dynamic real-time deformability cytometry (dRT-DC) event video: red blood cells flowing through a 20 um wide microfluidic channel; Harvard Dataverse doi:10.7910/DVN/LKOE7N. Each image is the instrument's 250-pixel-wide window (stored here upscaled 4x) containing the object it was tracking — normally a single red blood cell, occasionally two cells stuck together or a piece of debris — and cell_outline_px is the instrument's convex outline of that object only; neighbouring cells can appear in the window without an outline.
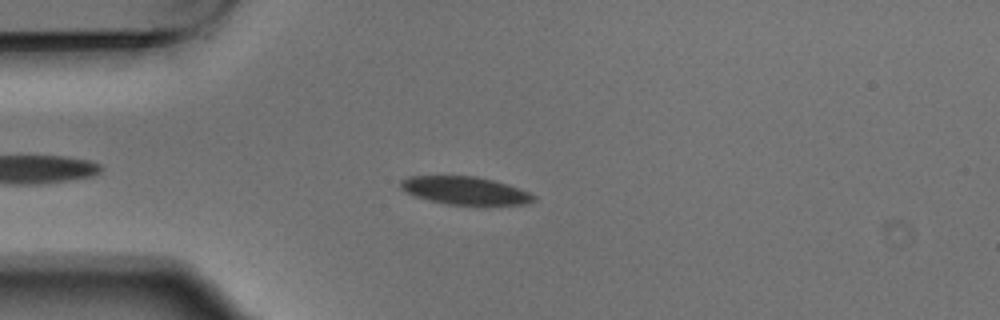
{"species": "Egyptian fruit bat (a non-hibernating species)", "species_latin": "Rousettus aegyptiacus", "temperature_condition": "warm", "stored_images_in_passage": 9, "camera_frame_rate_fps": 3000, "um_per_image_px": 0.085, "animal": {"sex": "male"}, "frame": {"image": 1, "passage_image": 4, "time_ms": 1.0, "image_size_px": [1000, 320], "cell_outline_px": [[536, 200], [528, 204], [444, 204], [428, 200], [416, 196], [400, 188], [400, 180], [408, 176], [476, 176], [508, 184], [528, 192], [536, 196]], "centroid_in_image_um": [39.52, 16.19], "position_along_channel_um": 45.5, "area_um2": 21.44}}
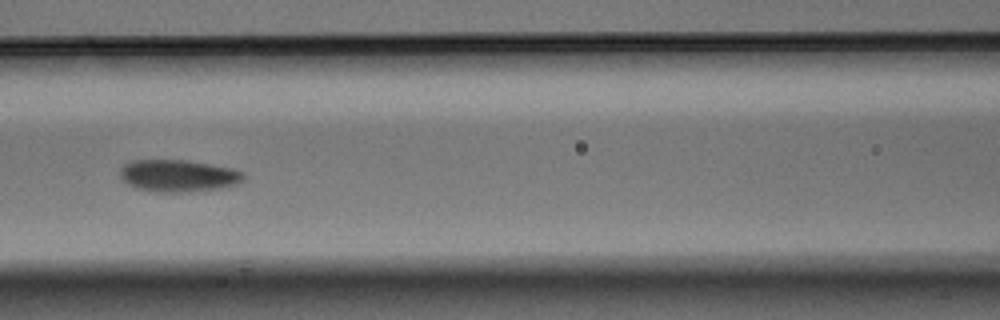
{"frame": {"image": 2, "passage_image": 7, "time_ms": 2.0, "image_size_px": [1000, 320], "cell_outline_px": [[244, 180], [236, 184], [220, 188], [180, 192], [152, 192], [136, 188], [128, 184], [120, 176], [120, 168], [124, 164], [132, 160], [184, 160], [232, 168], [244, 172]], "centroid_in_image_um": [15.13, 14.94], "position_along_channel_um": 151.5, "area_um2": 23.0}}
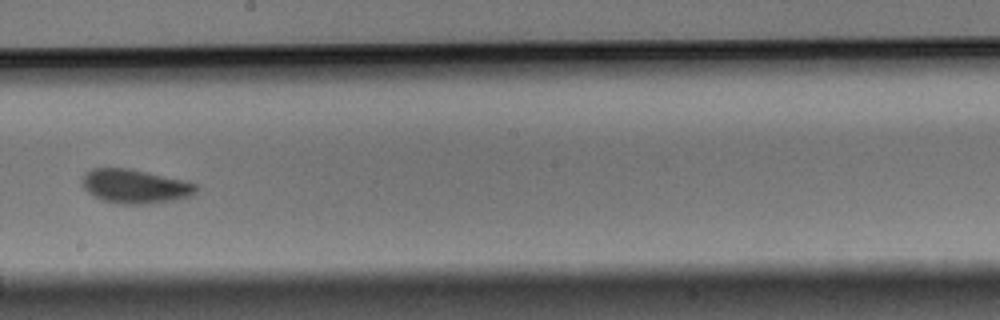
{"frame": {"image": 3, "passage_image": 9, "time_ms": 2.667, "image_size_px": [1000, 320], "cell_outline_px": [[200, 188], [192, 196], [176, 200], [144, 204], [120, 204], [100, 200], [92, 196], [80, 184], [80, 180], [84, 172], [92, 168], [128, 168], [148, 172], [184, 180], [196, 184]], "centroid_in_image_um": [11.45, 15.84], "position_along_channel_um": 236.8, "area_um2": 23.06}}